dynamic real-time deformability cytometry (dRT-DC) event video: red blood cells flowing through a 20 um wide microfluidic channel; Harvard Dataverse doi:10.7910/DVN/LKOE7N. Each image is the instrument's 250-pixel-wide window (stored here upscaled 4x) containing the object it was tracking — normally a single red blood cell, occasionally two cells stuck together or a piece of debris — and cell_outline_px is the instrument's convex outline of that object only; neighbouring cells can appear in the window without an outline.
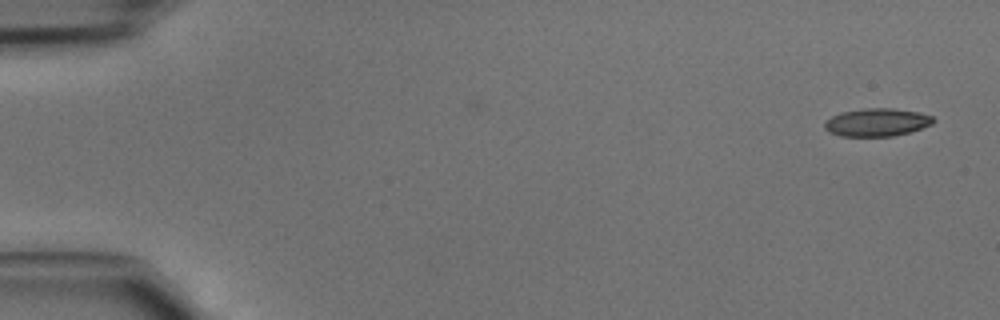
{"species": "common noctule bat (a hibernating species)", "species_latin": "Nyctalus noctula", "temperature_condition": "cold", "stored_images_in_passage": 11, "camera_frame_rate_fps": 3000, "um_per_image_px": 0.085, "animal": {"sex": "male", "body_mass_g": 15.6}, "frame": {"image": 1, "passage_image": 1, "time_ms": 0.0, "image_size_px": [1000, 320], "cell_outline_px": [[936, 120], [932, 124], [908, 132], [892, 136], [840, 136], [828, 132], [824, 128], [824, 120], [840, 112], [864, 108], [892, 108], [920, 112], [932, 116]], "centroid_in_image_um": [74.5, 10.39], "position_along_channel_um": 10.5, "area_um2": 17.8}}